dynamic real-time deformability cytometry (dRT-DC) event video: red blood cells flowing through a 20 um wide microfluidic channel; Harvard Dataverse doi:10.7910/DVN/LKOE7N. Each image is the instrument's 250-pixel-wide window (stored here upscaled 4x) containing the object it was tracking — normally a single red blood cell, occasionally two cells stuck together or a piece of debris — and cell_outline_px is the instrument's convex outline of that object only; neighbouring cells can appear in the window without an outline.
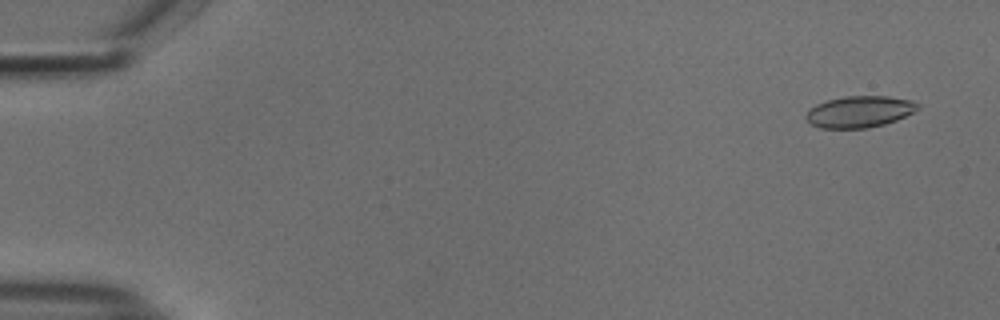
{"species": "common noctule bat (a hibernating species)", "species_latin": "Nyctalus noctula", "temperature_condition": "cold", "stored_images_in_passage": 53, "camera_frame_rate_fps": 3000, "um_per_image_px": 0.085, "animal": {"sex": "male", "body_mass_g": 18.8}, "frame": {"image": 1, "passage_image": 2, "time_ms": 0.333, "image_size_px": [1000, 320], "cell_outline_px": [[920, 108], [896, 120], [884, 124], [868, 128], [820, 128], [812, 124], [804, 116], [816, 104], [828, 100], [844, 96], [888, 96], [912, 100], [920, 104]], "centroid_in_image_um": [73.08, 9.49], "position_along_channel_um": 11.9, "area_um2": 20.4}}
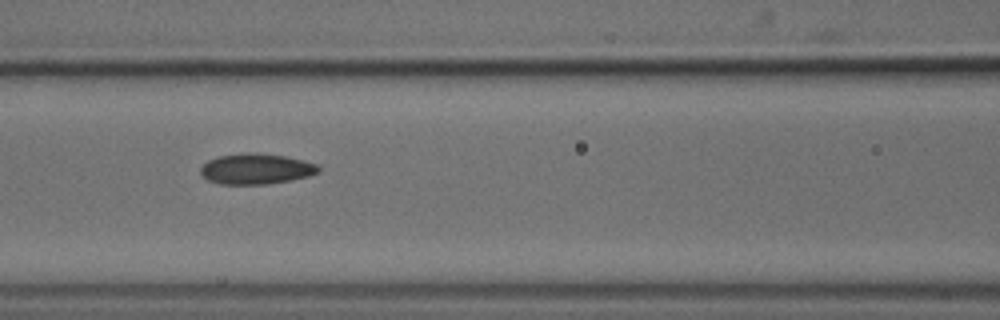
{"frame": {"image": 2, "passage_image": 23, "time_ms": 7.333, "image_size_px": [1000, 320], "cell_outline_px": [[320, 172], [308, 176], [268, 184], [220, 184], [208, 180], [200, 172], [200, 168], [208, 160], [220, 156], [244, 152], [256, 152], [284, 156], [304, 160], [320, 164]], "centroid_in_image_um": [21.8, 14.34], "position_along_channel_um": 144.8, "area_um2": 21.1}}
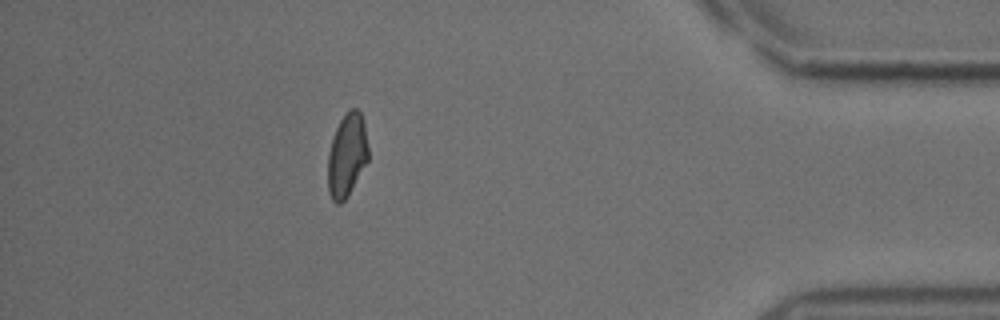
{"frame": {"image": 3, "passage_image": 47, "time_ms": 15.333, "image_size_px": [1000, 320], "cell_outline_px": [[368, 160], [348, 196], [340, 204], [336, 204], [332, 200], [328, 192], [328, 156], [332, 140], [336, 128], [340, 120], [348, 108], [356, 108], [360, 112], [364, 124], [368, 148]], "centroid_in_image_um": [29.48, 13.2], "position_along_channel_um": 405.7, "area_um2": 19.59}, "authors_computed_cell_mechanics": {"area_um2": 20.7502, "velocity_mm_per_s": 3.7786, "shape_relaxation_time_tau1_ms": 5.696, "shape_relaxation_time_tau2_ms": 3.3907, "deformation_change_tau1": 0.1241, "deformation_change_tau2": 0.0703}}